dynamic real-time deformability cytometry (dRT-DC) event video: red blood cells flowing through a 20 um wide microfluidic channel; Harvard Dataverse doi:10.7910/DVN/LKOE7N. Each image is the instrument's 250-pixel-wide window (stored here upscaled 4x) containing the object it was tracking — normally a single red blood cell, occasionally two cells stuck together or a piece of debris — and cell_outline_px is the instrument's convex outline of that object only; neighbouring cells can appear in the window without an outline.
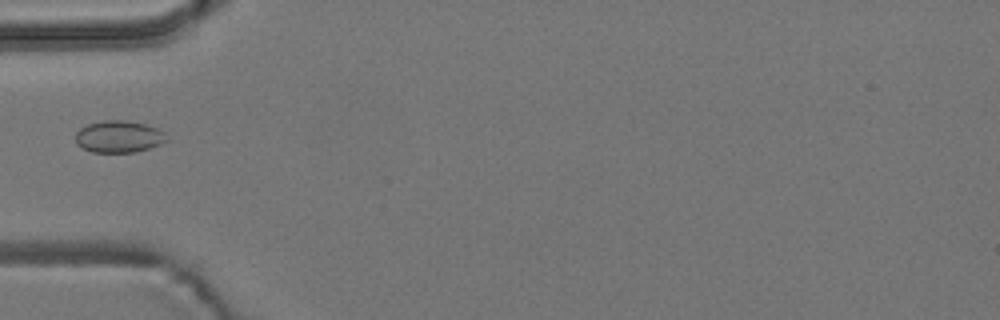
{"species": "common noctule bat (a hibernating species)", "species_latin": "Nyctalus noctula", "temperature_condition": "room temperature", "stored_images_in_passage": 4, "camera_frame_rate_fps": 3000, "um_per_image_px": 0.085, "animal": {"sex": "male", "body_mass_g": 19.2, "forearm_length_mm": 51.8}, "frame": {"image": 1, "passage_image": 4, "time_ms": 5.333, "image_size_px": [1000, 320], "cell_outline_px": [[168, 140], [160, 144], [136, 152], [92, 152], [76, 144], [76, 132], [80, 128], [88, 124], [104, 120], [128, 120], [144, 124], [156, 128], [164, 132]], "centroid_in_image_um": [10.09, 11.61], "position_along_channel_um": 74.9, "area_um2": 16.88}}